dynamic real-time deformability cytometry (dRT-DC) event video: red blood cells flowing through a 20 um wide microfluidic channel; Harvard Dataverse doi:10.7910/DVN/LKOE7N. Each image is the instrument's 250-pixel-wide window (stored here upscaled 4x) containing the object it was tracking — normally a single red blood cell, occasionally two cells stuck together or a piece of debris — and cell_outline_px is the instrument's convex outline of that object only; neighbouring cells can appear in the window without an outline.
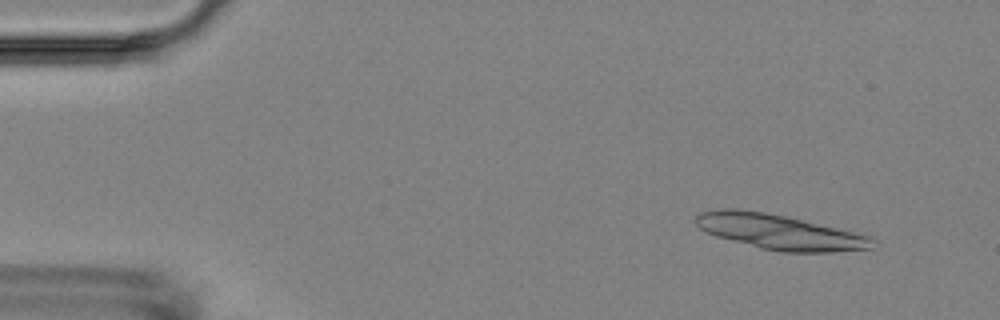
{"species": "Egyptian fruit bat (a non-hibernating species)", "species_latin": "Rousettus aegyptiacus", "temperature_condition": "room temperature", "stored_images_in_passage": 4, "camera_frame_rate_fps": 3000, "um_per_image_px": 0.085, "animal": {"sex": "female"}, "frame": {"image": 1, "passage_image": 1, "time_ms": 0.0, "image_size_px": [1000, 320], "cell_outline_px": [[880, 244], [872, 248], [832, 252], [780, 252], [760, 248], [716, 236], [704, 232], [692, 220], [700, 212], [720, 208], [736, 208], [764, 212], [784, 216], [860, 232], [876, 236]], "centroid_in_image_um": [66.35, 19.72], "position_along_channel_um": 18.7, "area_um2": 36.82}}